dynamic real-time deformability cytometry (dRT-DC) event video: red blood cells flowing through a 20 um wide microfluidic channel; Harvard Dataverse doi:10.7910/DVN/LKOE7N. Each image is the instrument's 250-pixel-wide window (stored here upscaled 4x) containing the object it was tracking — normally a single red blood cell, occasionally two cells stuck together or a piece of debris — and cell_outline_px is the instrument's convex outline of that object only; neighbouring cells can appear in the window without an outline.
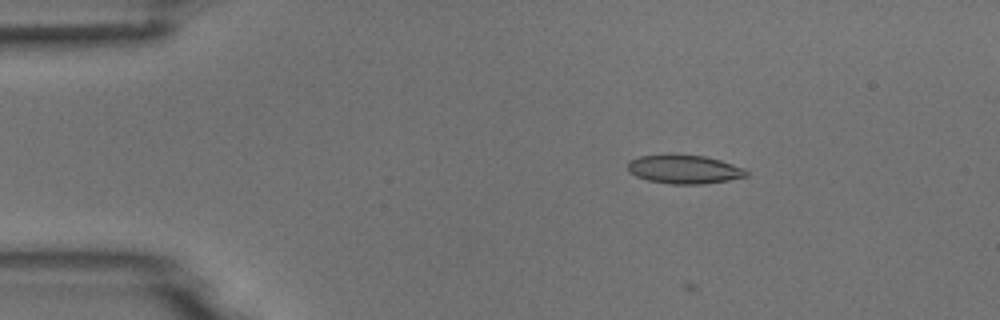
{"species": "common noctule bat (a hibernating species)", "species_latin": "Nyctalus noctula", "temperature_condition": "room temperature", "stored_images_in_passage": 13, "camera_frame_rate_fps": 3000, "um_per_image_px": 0.085, "animal": {"sex": "male", "body_mass_g": 18.8}, "frame": {"image": 1, "passage_image": 9, "time_ms": 2.667, "image_size_px": [1000, 320], "cell_outline_px": [[748, 176], [728, 180], [704, 184], [668, 184], [648, 180], [636, 176], [628, 172], [628, 160], [640, 156], [704, 156], [720, 160], [744, 168], [748, 172]], "centroid_in_image_um": [58.16, 14.42], "position_along_channel_um": 26.8, "area_um2": 19.48}}